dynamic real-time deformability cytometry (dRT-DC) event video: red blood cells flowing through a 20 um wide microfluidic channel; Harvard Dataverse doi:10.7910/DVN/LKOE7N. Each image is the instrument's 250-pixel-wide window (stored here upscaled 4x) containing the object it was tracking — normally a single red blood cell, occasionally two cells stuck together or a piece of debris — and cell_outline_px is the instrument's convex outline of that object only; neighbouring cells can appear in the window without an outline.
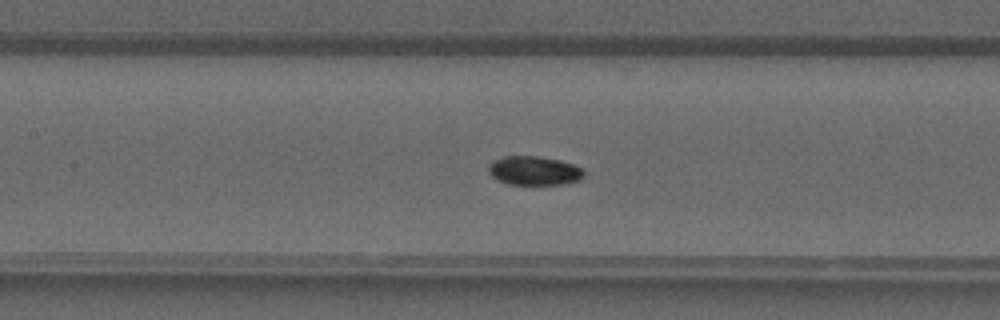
{"species": "common noctule bat (a hibernating species)", "species_latin": "Nyctalus noctula", "temperature_condition": "warm", "stored_images_in_passage": 41, "camera_frame_rate_fps": 3000, "um_per_image_px": 0.085, "animal": {"sex": "male", "forearm_length_mm": 52.5}, "frame": {"image": 1, "passage_image": 19, "time_ms": 6.0, "image_size_px": [1000, 320], "cell_outline_px": [[584, 176], [580, 180], [564, 184], [508, 184], [496, 180], [488, 172], [488, 164], [492, 160], [504, 156], [536, 156], [560, 160], [584, 168]], "centroid_in_image_um": [45.39, 14.5], "position_along_channel_um": 162.0, "area_um2": 16.3}}
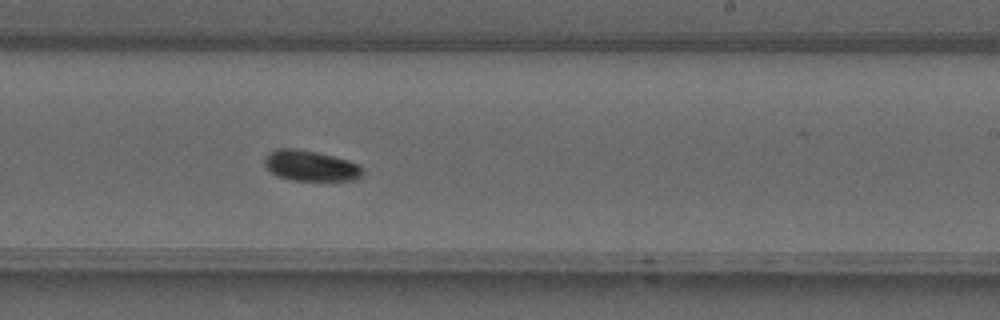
{"frame": {"image": 2, "passage_image": 25, "time_ms": 8.0, "image_size_px": [1000, 320], "cell_outline_px": [[364, 172], [360, 176], [352, 180], [292, 180], [276, 176], [264, 164], [264, 156], [268, 152], [276, 148], [296, 148], [316, 152], [348, 160], [356, 164]], "centroid_in_image_um": [26.32, 14.07], "position_along_channel_um": 262.7, "area_um2": 17.34}}
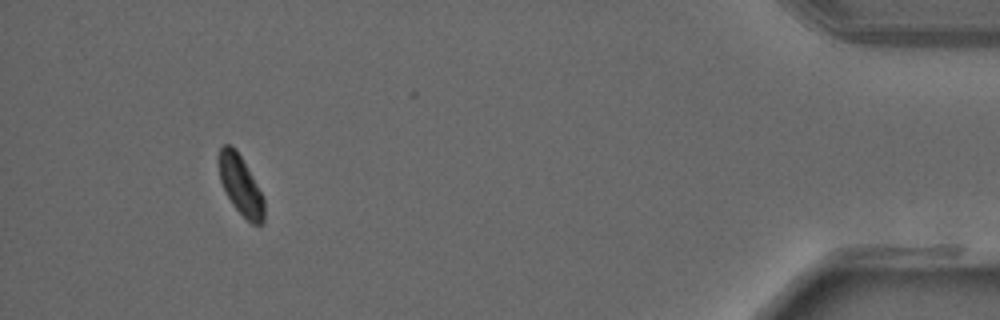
{"frame": {"image": 3, "passage_image": 38, "time_ms": 12.333, "image_size_px": [1000, 320], "cell_outline_px": [[264, 224], [252, 224], [232, 204], [220, 180], [216, 160], [220, 148], [224, 144], [228, 144], [236, 148], [264, 196]], "centroid_in_image_um": [20.43, 15.7], "position_along_channel_um": 414.8, "area_um2": 15.84}}